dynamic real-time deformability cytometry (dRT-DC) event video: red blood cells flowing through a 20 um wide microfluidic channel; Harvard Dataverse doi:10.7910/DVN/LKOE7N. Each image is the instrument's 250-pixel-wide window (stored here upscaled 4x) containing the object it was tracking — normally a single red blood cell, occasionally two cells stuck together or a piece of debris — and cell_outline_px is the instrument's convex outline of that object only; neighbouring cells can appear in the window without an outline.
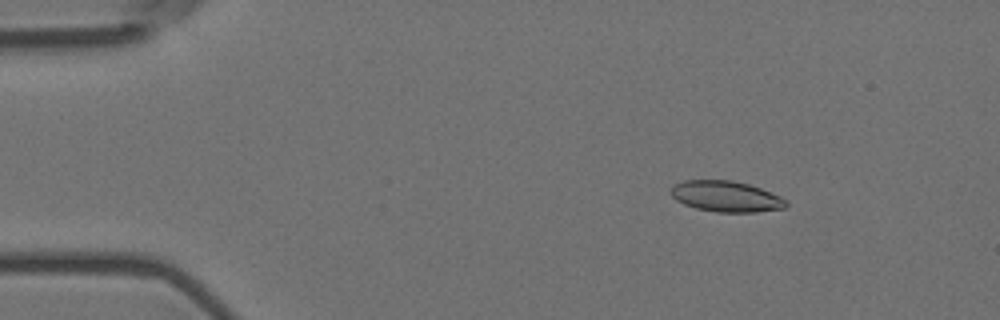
{"species": "Egyptian fruit bat (a non-hibernating species)", "species_latin": "Rousettus aegyptiacus", "temperature_condition": "room temperature", "stored_images_in_passage": 44, "camera_frame_rate_fps": 3000, "um_per_image_px": 0.085, "animal": {"sex": "female"}, "frame": {"image": 1, "passage_image": 3, "time_ms": 0.667, "image_size_px": [1000, 320], "cell_outline_px": [[788, 204], [784, 208], [756, 212], [716, 212], [696, 208], [684, 204], [676, 200], [672, 196], [672, 188], [676, 184], [684, 180], [732, 180], [748, 184], [760, 188], [780, 196], [788, 200]], "centroid_in_image_um": [61.74, 16.7], "position_along_channel_um": 23.3, "area_um2": 20.63}}
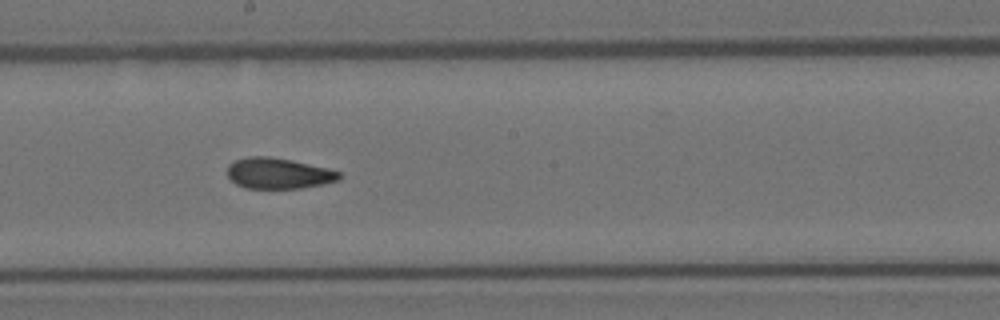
{"frame": {"image": 2, "passage_image": 26, "time_ms": 8.333, "image_size_px": [1000, 320], "cell_outline_px": [[340, 180], [324, 184], [300, 188], [244, 188], [236, 184], [228, 176], [228, 164], [236, 160], [248, 156], [268, 156], [292, 160], [328, 168], [340, 172]], "centroid_in_image_um": [23.67, 14.73], "position_along_channel_um": 224.5, "area_um2": 20.11}}
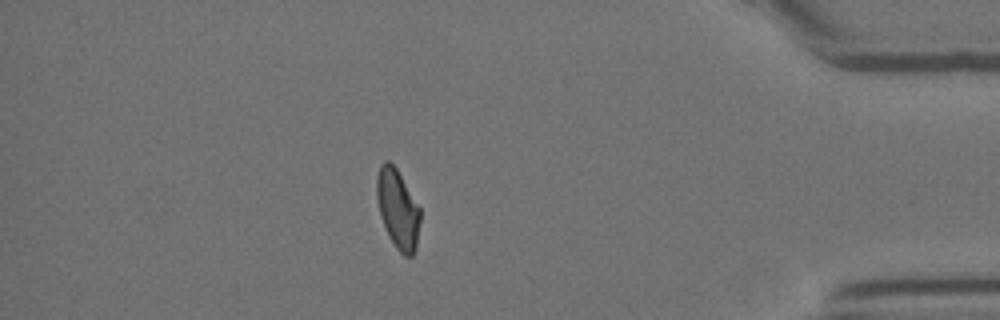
{"frame": {"image": 3, "passage_image": 44, "time_ms": 14.333, "image_size_px": [1000, 320], "cell_outline_px": [[420, 220], [416, 248], [412, 256], [404, 256], [396, 248], [388, 236], [380, 216], [376, 196], [376, 176], [380, 164], [384, 160], [388, 160], [396, 168], [420, 208]], "centroid_in_image_um": [33.79, 17.76], "position_along_channel_um": 401.4, "area_um2": 20.11}, "authors_computed_cell_mechanics": {"area_um2": 20.7791, "velocity_mm_per_s": 3.6151, "shape_relaxation_time_tau1_ms": null, "shape_relaxation_time_tau2_ms": 2.3832, "deformation_change_tau1": null, "deformation_change_tau2": 0.0825}}